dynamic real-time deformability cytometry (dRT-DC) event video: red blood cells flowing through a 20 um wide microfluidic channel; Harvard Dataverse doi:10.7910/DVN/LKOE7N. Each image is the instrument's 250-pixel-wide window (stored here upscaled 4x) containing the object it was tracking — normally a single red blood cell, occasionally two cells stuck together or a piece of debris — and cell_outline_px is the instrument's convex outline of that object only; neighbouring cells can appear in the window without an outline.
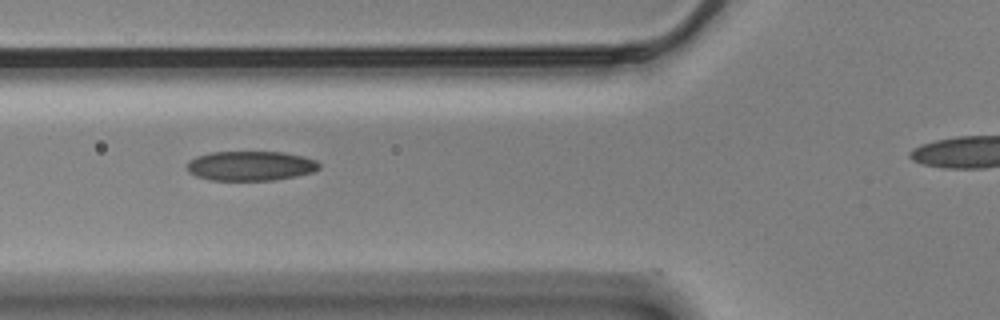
{"species": "Egyptian fruit bat (a non-hibernating species)", "species_latin": "Rousettus aegyptiacus", "temperature_condition": "cold", "stored_images_in_passage": 31, "camera_frame_rate_fps": 3000, "um_per_image_px": 0.085, "animal": {"sex": "male"}, "frame": {"image": 1, "passage_image": 2, "time_ms": 0.333, "image_size_px": [1000, 320], "cell_outline_px": [[320, 168], [312, 172], [296, 176], [272, 180], [212, 180], [196, 176], [188, 172], [188, 160], [196, 156], [212, 152], [284, 152], [304, 156], [316, 160], [320, 164]], "centroid_in_image_um": [21.31, 14.09], "position_along_channel_um": 104.5, "area_um2": 22.83}}
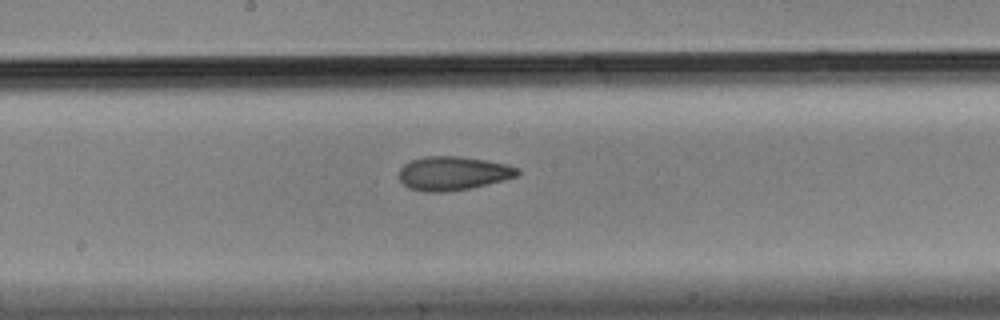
{"frame": {"image": 2, "passage_image": 11, "time_ms": 3.333, "image_size_px": [1000, 320], "cell_outline_px": [[520, 172], [516, 176], [504, 180], [472, 188], [448, 192], [424, 192], [408, 188], [400, 180], [400, 168], [404, 164], [412, 160], [424, 156], [460, 156], [484, 160], [504, 164], [520, 168]], "centroid_in_image_um": [38.5, 14.74], "position_along_channel_um": 209.7, "area_um2": 23.41}}
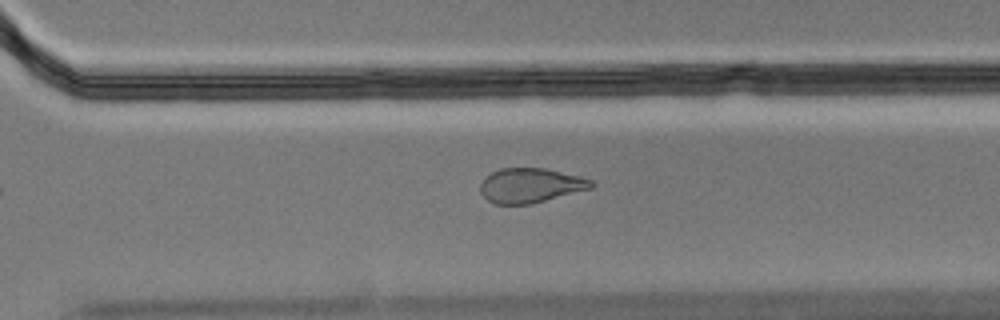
{"frame": {"image": 3, "passage_image": 21, "time_ms": 6.667, "image_size_px": [1000, 320], "cell_outline_px": [[596, 184], [592, 188], [532, 204], [492, 204], [480, 192], [480, 184], [492, 172], [500, 168], [544, 168], [580, 176], [592, 180]], "centroid_in_image_um": [45.11, 15.77], "position_along_channel_um": 325.5, "area_um2": 22.37}}